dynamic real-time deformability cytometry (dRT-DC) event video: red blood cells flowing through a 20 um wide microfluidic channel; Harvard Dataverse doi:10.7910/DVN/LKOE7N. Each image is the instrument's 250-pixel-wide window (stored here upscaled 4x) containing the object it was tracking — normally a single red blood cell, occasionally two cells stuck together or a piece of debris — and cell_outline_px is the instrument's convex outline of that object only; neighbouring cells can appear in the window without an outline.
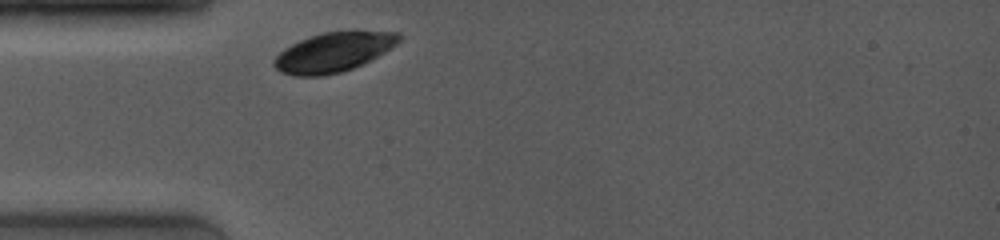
{"species": "common noctule bat (a hibernating species)", "species_latin": "Nyctalus noctula", "temperature_condition": "room temperature", "stored_images_in_passage": 1, "camera_frame_rate_fps": 4000, "um_per_image_px": 0.085, "animal": {"sex": "female", "body_mass_g": 19.0, "forearm_length_mm": 53.3}, "frame": {"image": 1, "passage_image": 1, "time_ms": 0.0, "image_size_px": [1000, 240], "cell_outline_px": [[400, 40], [396, 44], [384, 52], [344, 72], [324, 76], [296, 76], [280, 72], [272, 64], [272, 60], [284, 48], [300, 40], [324, 32], [400, 32]], "centroid_in_image_um": [28.28, 4.46], "position_along_channel_um": 56.7, "area_um2": 28.26}}